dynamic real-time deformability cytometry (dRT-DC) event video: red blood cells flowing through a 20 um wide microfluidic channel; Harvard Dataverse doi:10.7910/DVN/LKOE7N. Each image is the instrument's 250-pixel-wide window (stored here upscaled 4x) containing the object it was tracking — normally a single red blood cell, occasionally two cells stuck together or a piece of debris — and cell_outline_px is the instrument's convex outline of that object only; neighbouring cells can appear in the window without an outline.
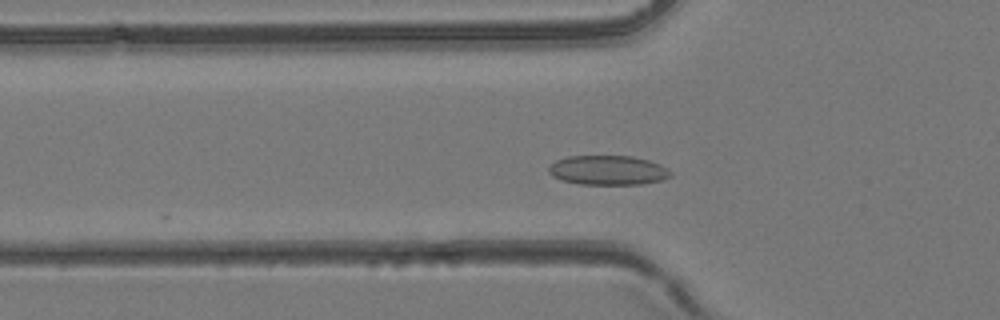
{"species": "common noctule bat (a hibernating species)", "species_latin": "Nyctalus noctula", "temperature_condition": "room temperature", "stored_images_in_passage": 14, "camera_frame_rate_fps": 3000, "um_per_image_px": 0.085, "animal": {"sex": "female", "body_mass_g": 24.6, "forearm_length_mm": 56.2}, "frame": {"image": 1, "passage_image": 10, "time_ms": 3.0, "image_size_px": [1000, 320], "cell_outline_px": [[672, 176], [660, 180], [640, 184], [580, 184], [560, 180], [552, 176], [548, 172], [548, 168], [556, 160], [568, 156], [632, 156], [648, 160], [660, 164], [668, 168], [672, 172]], "centroid_in_image_um": [51.67, 14.47], "position_along_channel_um": 74.1, "area_um2": 20.98}}
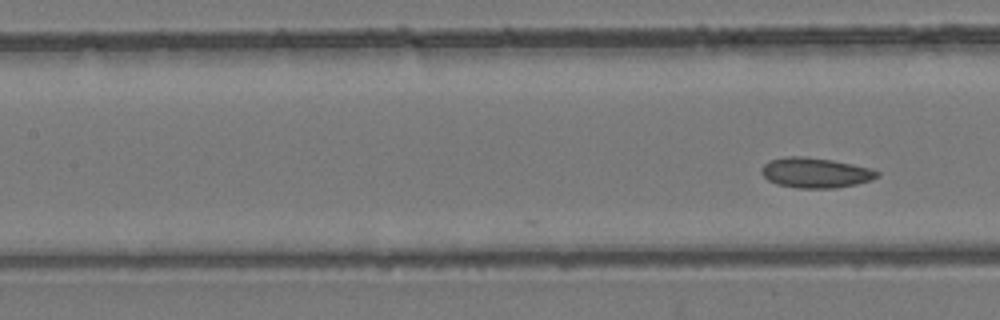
{"frame": {"image": 2, "passage_image": 14, "time_ms": 4.333, "image_size_px": [1000, 320], "cell_outline_px": [[880, 176], [872, 180], [856, 184], [836, 188], [796, 188], [776, 184], [768, 180], [760, 172], [760, 168], [768, 160], [788, 156], [804, 156], [832, 160], [872, 168], [880, 172]], "centroid_in_image_um": [69.31, 14.68], "position_along_channel_um": 138.1, "area_um2": 20.58}}